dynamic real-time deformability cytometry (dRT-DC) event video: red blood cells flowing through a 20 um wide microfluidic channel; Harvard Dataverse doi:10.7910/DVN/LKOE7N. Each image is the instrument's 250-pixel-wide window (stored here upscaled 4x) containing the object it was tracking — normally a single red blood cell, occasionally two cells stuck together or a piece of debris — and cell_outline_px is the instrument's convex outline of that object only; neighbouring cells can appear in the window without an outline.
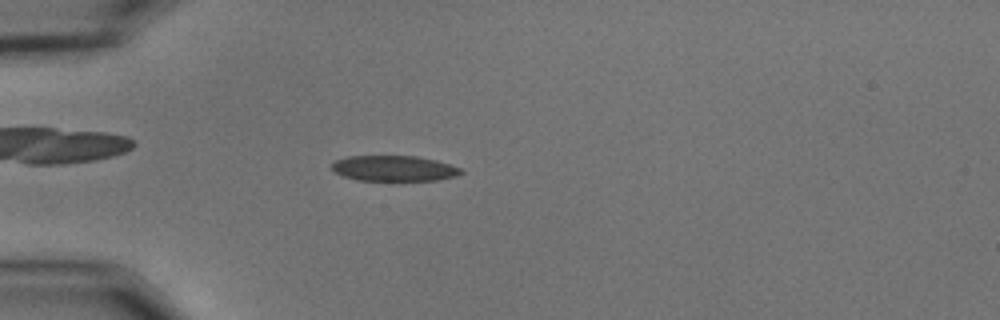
{"species": "common noctule bat (a hibernating species)", "species_latin": "Nyctalus noctula", "temperature_condition": "cold", "stored_images_in_passage": 56, "camera_frame_rate_fps": 3000, "um_per_image_px": 0.085, "animal": {"sex": "male", "body_mass_g": 15.6}, "frame": {"image": 1, "passage_image": 16, "time_ms": 5.0, "image_size_px": [1000, 320], "cell_outline_px": [[464, 172], [456, 176], [436, 180], [360, 180], [344, 176], [336, 172], [332, 168], [332, 164], [336, 160], [348, 156], [416, 156], [436, 160], [460, 168]], "centroid_in_image_um": [33.51, 14.3], "position_along_channel_um": 51.5, "area_um2": 18.96}}
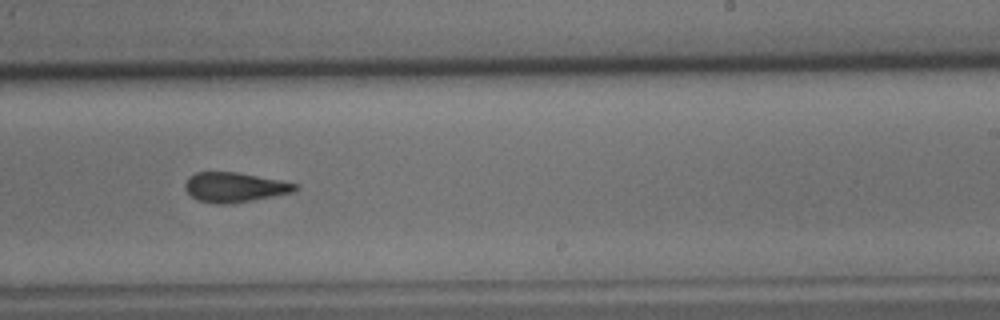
{"frame": {"image": 2, "passage_image": 35, "time_ms": 11.333, "image_size_px": [1000, 320], "cell_outline_px": [[300, 188], [292, 192], [272, 196], [224, 204], [220, 204], [200, 200], [192, 196], [184, 188], [184, 184], [188, 176], [196, 172], [240, 172], [300, 184]], "centroid_in_image_um": [19.95, 15.88], "position_along_channel_um": 269.0, "area_um2": 18.9}}
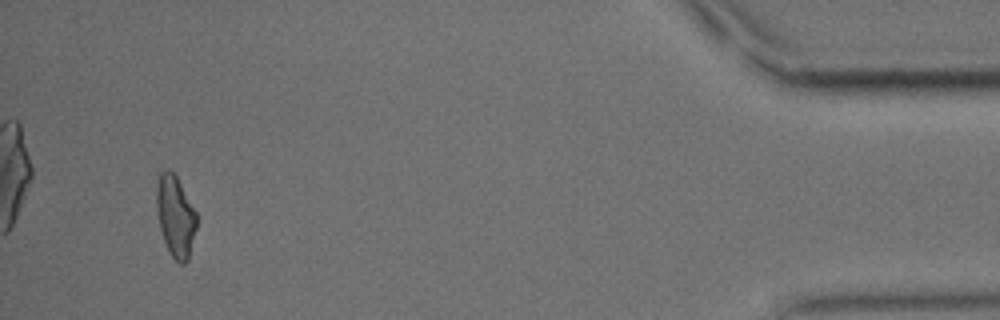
{"frame": {"image": 3, "passage_image": 53, "time_ms": 17.333, "image_size_px": [1000, 320], "cell_outline_px": [[196, 228], [188, 260], [184, 264], [180, 264], [172, 256], [164, 240], [160, 228], [156, 212], [156, 184], [160, 172], [168, 168], [176, 176], [196, 212]], "centroid_in_image_um": [14.89, 18.36], "position_along_channel_um": 420.3, "area_um2": 18.84}, "authors_computed_cell_mechanics": {"area_um2": 19.4497, "velocity_mm_per_s": 3.6406, "shape_relaxation_time_tau1_ms": 6.4964, "shape_relaxation_time_tau2_ms": 2.6026, "deformation_change_tau1": 0.1827, "deformation_change_tau2": 0.0973}}